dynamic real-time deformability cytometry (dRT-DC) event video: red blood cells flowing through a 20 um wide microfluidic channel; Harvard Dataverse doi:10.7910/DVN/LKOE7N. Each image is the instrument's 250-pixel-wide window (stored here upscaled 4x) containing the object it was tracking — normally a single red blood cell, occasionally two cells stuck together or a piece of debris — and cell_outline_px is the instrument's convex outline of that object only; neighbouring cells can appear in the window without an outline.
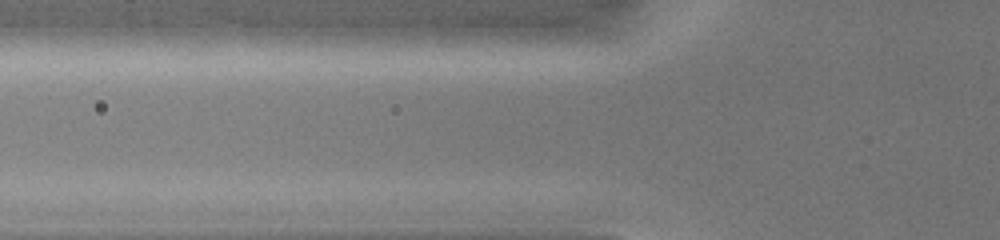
{"species": "common noctule bat (a hibernating species)", "species_latin": "Nyctalus noctula", "temperature_condition": "warm", "stored_images_in_passage": 5, "camera_frame_rate_fps": 3000, "um_per_image_px": 0.085, "animal": {"sex": "female", "body_mass_g": 19.0, "forearm_length_mm": 51.5}, "frame": {"image": 1, "passage_image": 3, "time_ms": 0.333, "image_size_px": [1000, 240], "cell_outline_px": [[584, 24], [580, 40], [572, 44], [544, 48], [400, 48], [396, 44], [408, 32], [436, 24]], "centroid_in_image_um": [41.85, 3.07], "position_along_channel_um": 83.9, "area_um2": 29.3}}